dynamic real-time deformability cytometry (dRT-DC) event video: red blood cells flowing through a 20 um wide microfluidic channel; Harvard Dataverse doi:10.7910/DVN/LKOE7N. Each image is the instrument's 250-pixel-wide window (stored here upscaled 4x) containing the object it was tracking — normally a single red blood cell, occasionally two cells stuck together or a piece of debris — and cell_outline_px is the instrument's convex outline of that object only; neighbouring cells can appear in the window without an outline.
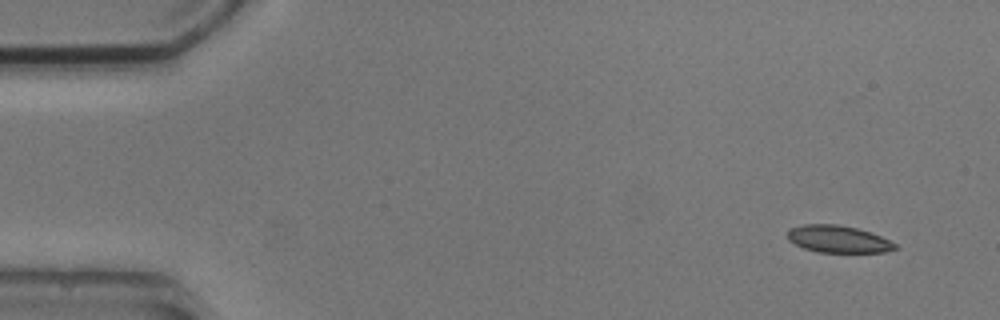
{"species": "common noctule bat (a hibernating species)", "species_latin": "Nyctalus noctula", "temperature_condition": "cold", "stored_images_in_passage": 2, "camera_frame_rate_fps": 3000, "um_per_image_px": 0.085, "animal": {"sex": "male", "body_mass_g": 20.5, "forearm_length_mm": 52.5}, "frame": {"image": 1, "passage_image": 1, "time_ms": 0.0, "image_size_px": [1000, 320], "cell_outline_px": [[900, 248], [884, 252], [816, 252], [804, 248], [788, 240], [788, 228], [804, 224], [840, 224], [856, 228], [880, 236], [896, 244]], "centroid_in_image_um": [71.23, 20.32], "position_along_channel_um": 13.8, "area_um2": 16.99}}